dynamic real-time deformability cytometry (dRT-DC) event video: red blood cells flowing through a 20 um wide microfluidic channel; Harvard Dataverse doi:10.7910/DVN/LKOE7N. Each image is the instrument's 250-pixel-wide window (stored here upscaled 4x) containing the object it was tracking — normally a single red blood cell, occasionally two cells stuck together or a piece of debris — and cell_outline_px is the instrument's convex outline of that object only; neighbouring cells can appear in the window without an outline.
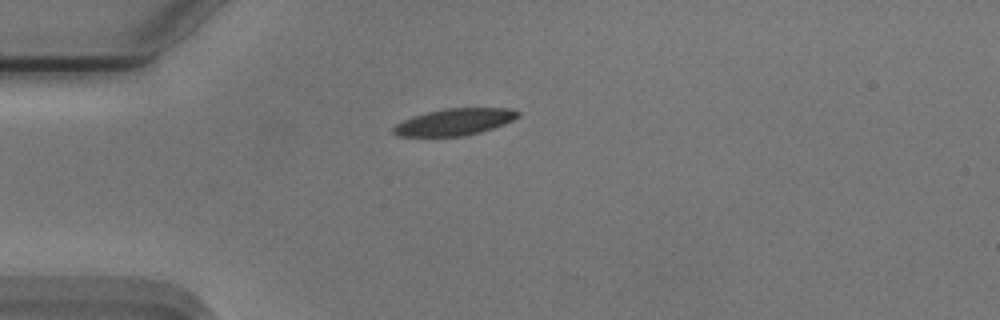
{"species": "Egyptian fruit bat (a non-hibernating species)", "species_latin": "Rousettus aegyptiacus", "temperature_condition": "cold", "stored_images_in_passage": 41, "camera_frame_rate_fps": 3000, "um_per_image_px": 0.085, "animal": {"sex": "male"}, "frame": {"image": 1, "passage_image": 1, "time_ms": 0.0, "image_size_px": [1000, 320], "cell_outline_px": [[520, 116], [504, 124], [480, 132], [464, 136], [396, 136], [392, 132], [392, 128], [396, 124], [412, 116], [444, 108], [512, 108], [520, 112]], "centroid_in_image_um": [38.63, 10.36], "position_along_channel_um": 46.4, "area_um2": 19.42}}
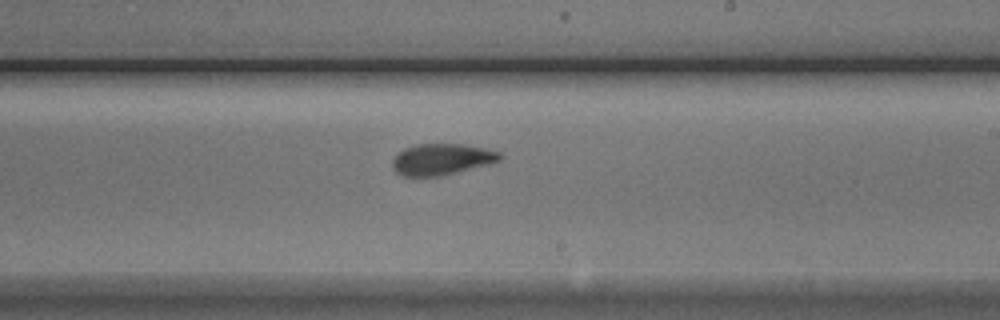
{"frame": {"image": 2, "passage_image": 19, "time_ms": 6.0, "image_size_px": [1000, 320], "cell_outline_px": [[504, 156], [500, 160], [488, 164], [440, 176], [404, 176], [396, 172], [392, 168], [392, 160], [404, 148], [416, 144], [464, 144], [484, 148], [500, 152]], "centroid_in_image_um": [37.54, 13.53], "position_along_channel_um": 251.5, "area_um2": 19.48}}
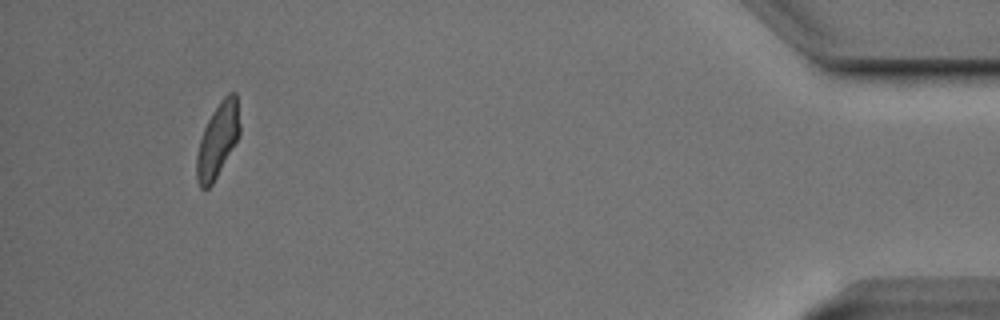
{"frame": {"image": 3, "passage_image": 38, "time_ms": 12.333, "image_size_px": [1000, 320], "cell_outline_px": [[240, 132], [236, 140], [212, 184], [208, 188], [200, 188], [196, 180], [196, 156], [200, 140], [204, 128], [212, 112], [220, 100], [228, 92], [236, 92], [240, 124]], "centroid_in_image_um": [18.49, 11.88], "position_along_channel_um": 416.7, "area_um2": 18.38}, "authors_computed_cell_mechanics": {"area_um2": 19.5364, "velocity_mm_per_s": 3.7308, "shape_relaxation_time_tau1_ms": 5.1512, "shape_relaxation_time_tau2_ms": 2.1936, "deformation_change_tau1": 0.1658, "deformation_change_tau2": 0.0916}}